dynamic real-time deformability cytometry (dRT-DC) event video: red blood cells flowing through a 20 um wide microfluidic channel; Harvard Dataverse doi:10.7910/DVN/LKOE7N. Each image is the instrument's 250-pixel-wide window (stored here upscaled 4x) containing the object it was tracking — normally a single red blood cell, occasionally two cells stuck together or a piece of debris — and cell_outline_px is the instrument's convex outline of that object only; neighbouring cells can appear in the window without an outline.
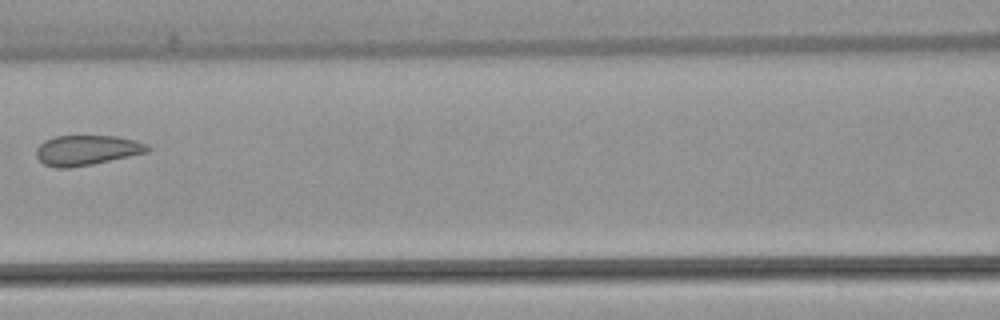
{"species": "common noctule bat (a hibernating species)", "species_latin": "Nyctalus noctula", "temperature_condition": "warm", "stored_images_in_passage": 7, "camera_frame_rate_fps": 3000, "um_per_image_px": 0.085, "animal": {"sex": "female", "body_mass_g": 22.7, "forearm_length_mm": 54.2}, "frame": {"image": 1, "passage_image": 6, "time_ms": 7.0, "image_size_px": [1000, 320], "cell_outline_px": [[152, 148], [148, 152], [92, 164], [68, 168], [56, 168], [44, 164], [36, 156], [36, 148], [44, 140], [56, 136], [116, 136], [148, 144]], "centroid_in_image_um": [7.36, 12.77], "position_along_channel_um": 159.2, "area_um2": 19.42}}
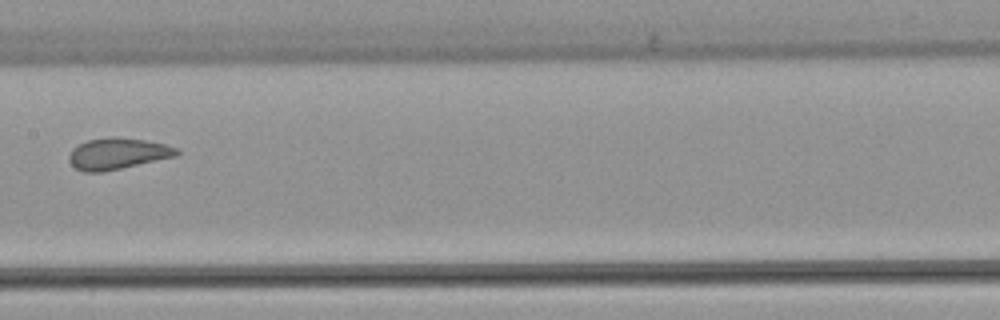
{"frame": {"image": 2, "passage_image": 7, "time_ms": 8.0, "image_size_px": [1000, 320], "cell_outline_px": [[180, 156], [104, 172], [84, 172], [76, 168], [68, 160], [68, 156], [72, 148], [88, 140], [112, 136], [144, 140], [164, 144], [176, 148], [180, 152]], "centroid_in_image_um": [10.02, 13.07], "position_along_channel_um": 197.4, "area_um2": 19.83}}